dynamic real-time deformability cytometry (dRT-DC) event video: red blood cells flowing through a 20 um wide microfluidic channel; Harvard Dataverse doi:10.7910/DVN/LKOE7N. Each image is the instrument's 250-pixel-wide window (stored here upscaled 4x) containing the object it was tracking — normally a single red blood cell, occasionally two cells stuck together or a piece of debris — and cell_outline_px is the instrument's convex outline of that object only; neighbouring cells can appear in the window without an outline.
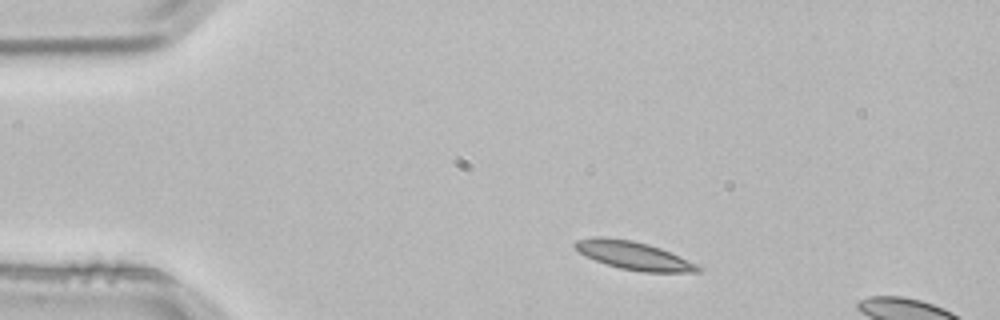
{"species": "common noctule bat (a hibernating species)", "species_latin": "Nyctalus noctula", "temperature_condition": "room temperature", "stored_images_in_passage": 2, "camera_frame_rate_fps": 3000, "um_per_image_px": 0.085, "animal": {"sex": "male", "body_mass_g": 21.5, "forearm_length_mm": 52.0}, "frame": {"image": 1, "passage_image": 1, "time_ms": 0.0, "image_size_px": [1000, 320], "cell_outline_px": [[704, 272], [644, 272], [620, 268], [584, 256], [572, 244], [576, 240], [592, 236], [600, 236], [632, 240], [648, 244], [660, 248], [696, 264], [704, 268]], "centroid_in_image_um": [53.85, 21.71], "position_along_channel_um": 31.2, "area_um2": 20.11}}